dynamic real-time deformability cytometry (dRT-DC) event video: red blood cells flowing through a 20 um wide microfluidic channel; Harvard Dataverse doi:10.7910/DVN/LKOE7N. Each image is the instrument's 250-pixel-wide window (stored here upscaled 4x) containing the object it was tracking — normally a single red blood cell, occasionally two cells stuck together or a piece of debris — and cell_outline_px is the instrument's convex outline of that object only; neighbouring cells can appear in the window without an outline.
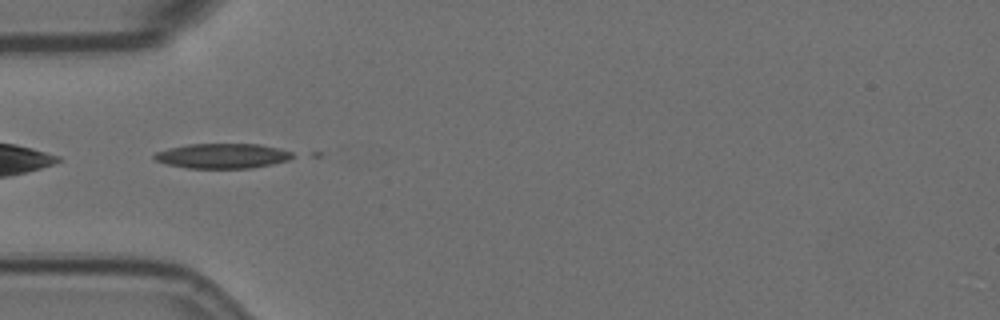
{"species": "Egyptian fruit bat (a non-hibernating species)", "species_latin": "Rousettus aegyptiacus", "temperature_condition": "room temperature", "stored_images_in_passage": 40, "camera_frame_rate_fps": 3000, "um_per_image_px": 0.085, "animal": {"sex": "female"}, "frame": {"image": 1, "passage_image": 1, "time_ms": 0.0, "image_size_px": [1000, 320], "cell_outline_px": [[296, 156], [288, 160], [272, 164], [252, 168], [188, 168], [168, 164], [156, 160], [152, 156], [156, 152], [168, 148], [188, 144], [260, 144], [280, 148], [292, 152]], "centroid_in_image_um": [18.94, 13.25], "position_along_channel_um": 66.1, "area_um2": 20.11}}
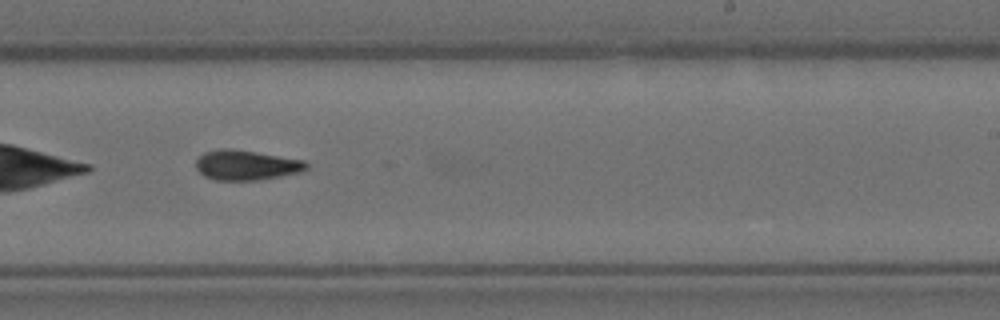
{"frame": {"image": 2, "passage_image": 18, "time_ms": 5.667, "image_size_px": [1000, 320], "cell_outline_px": [[308, 168], [300, 172], [280, 176], [256, 180], [216, 180], [204, 176], [196, 168], [196, 160], [204, 152], [220, 148], [232, 148], [304, 160], [308, 164]], "centroid_in_image_um": [20.92, 14.03], "position_along_channel_um": 268.1, "area_um2": 19.25}}
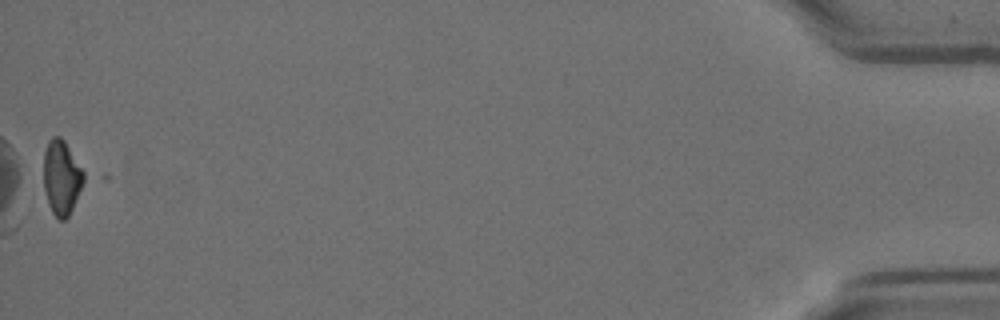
{"frame": {"image": 3, "passage_image": 40, "time_ms": 13.0, "image_size_px": [1000, 320], "cell_outline_px": [[92, 176], [68, 216], [64, 220], [60, 220], [52, 212], [48, 204], [44, 188], [44, 152], [48, 140], [52, 136], [60, 136], [64, 140]], "centroid_in_image_um": [5.36, 15.06], "position_along_channel_um": 429.8, "area_um2": 18.79}}